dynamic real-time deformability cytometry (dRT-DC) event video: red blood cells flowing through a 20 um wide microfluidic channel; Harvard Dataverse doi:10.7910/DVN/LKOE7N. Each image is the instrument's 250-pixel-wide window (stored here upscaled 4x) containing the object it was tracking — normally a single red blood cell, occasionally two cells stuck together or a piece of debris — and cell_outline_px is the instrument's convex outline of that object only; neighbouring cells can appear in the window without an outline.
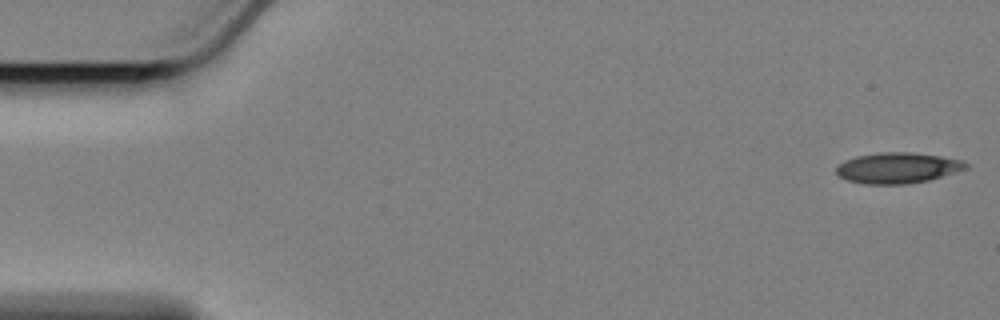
{"species": "Egyptian fruit bat (a non-hibernating species)", "species_latin": "Rousettus aegyptiacus", "temperature_condition": "cold", "stored_images_in_passage": 53, "camera_frame_rate_fps": 3000, "um_per_image_px": 0.085, "animal": {"sex": "female"}, "frame": {"image": 1, "passage_image": 1, "time_ms": 0.0, "image_size_px": [1000, 320], "cell_outline_px": [[968, 168], [956, 172], [928, 180], [904, 184], [864, 184], [848, 180], [840, 176], [836, 172], [836, 168], [844, 160], [856, 156], [880, 152], [912, 152], [940, 156], [964, 160], [968, 164]], "centroid_in_image_um": [76.31, 14.26], "position_along_channel_um": 8.7, "area_um2": 23.18}}
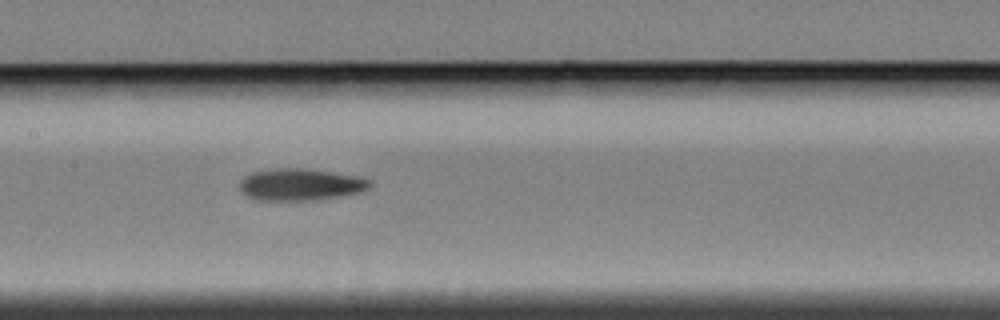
{"frame": {"image": 2, "passage_image": 27, "time_ms": 8.667, "image_size_px": [1000, 320], "cell_outline_px": [[372, 184], [364, 192], [316, 200], [256, 200], [240, 192], [240, 180], [244, 176], [252, 172], [276, 168], [304, 168], [360, 176], [372, 180]], "centroid_in_image_um": [25.56, 15.68], "position_along_channel_um": 181.8, "area_um2": 24.51}}
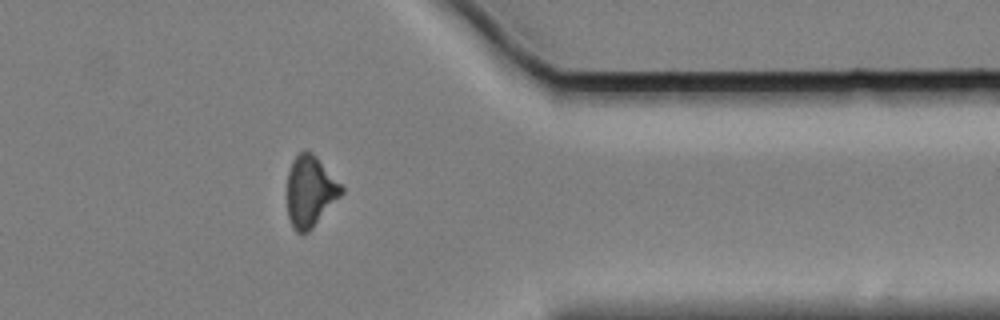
{"frame": {"image": 3, "passage_image": 46, "time_ms": 15.0, "image_size_px": [1000, 320], "cell_outline_px": [[344, 192], [312, 228], [304, 236], [296, 232], [292, 228], [288, 216], [288, 172], [292, 160], [300, 152], [312, 152], [316, 156], [344, 188]], "centroid_in_image_um": [26.36, 16.3], "position_along_channel_um": 385.0, "area_um2": 22.31}}